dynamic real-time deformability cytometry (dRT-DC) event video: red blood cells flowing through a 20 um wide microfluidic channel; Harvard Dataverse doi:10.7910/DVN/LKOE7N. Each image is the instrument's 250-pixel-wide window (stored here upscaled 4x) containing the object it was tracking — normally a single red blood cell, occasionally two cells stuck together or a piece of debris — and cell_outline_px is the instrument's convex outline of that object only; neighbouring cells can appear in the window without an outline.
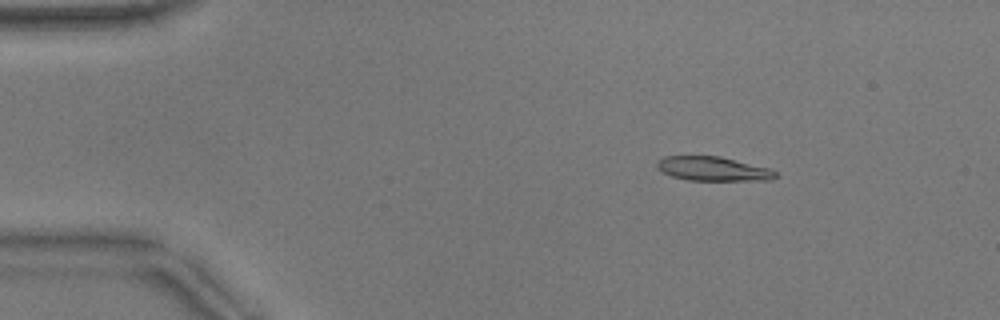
{"species": "common noctule bat (a hibernating species)", "species_latin": "Nyctalus noctula", "temperature_condition": "warm", "stored_images_in_passage": 53, "camera_frame_rate_fps": 3000, "um_per_image_px": 0.085, "animal": {"sex": "male", "body_mass_g": 17.9}, "frame": {"image": 1, "passage_image": 8, "time_ms": 2.333, "image_size_px": [1000, 320], "cell_outline_px": [[776, 176], [772, 180], [688, 180], [672, 176], [660, 172], [656, 168], [656, 160], [664, 156], [720, 156], [768, 168], [776, 172]], "centroid_in_image_um": [60.53, 14.34], "position_along_channel_um": 24.5, "area_um2": 16.7}}
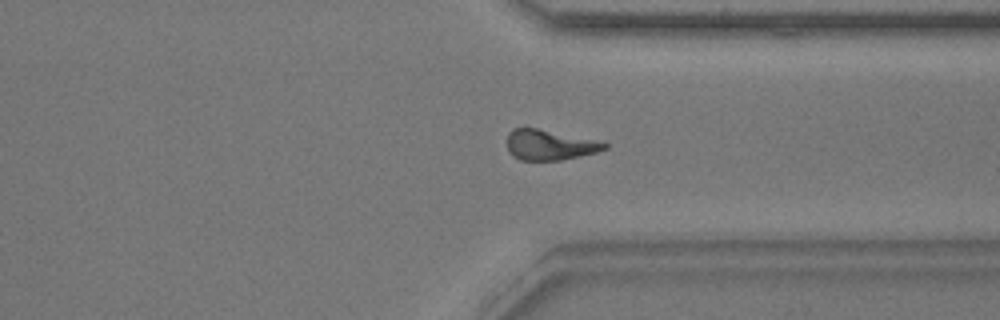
{"frame": {"image": 2, "passage_image": 40, "time_ms": 13.0, "image_size_px": [1000, 320], "cell_outline_px": [[608, 148], [596, 152], [560, 160], [520, 160], [512, 156], [508, 152], [508, 132], [512, 128], [536, 128], [608, 144]], "centroid_in_image_um": [46.63, 12.33], "position_along_channel_um": 364.8, "area_um2": 16.7}}
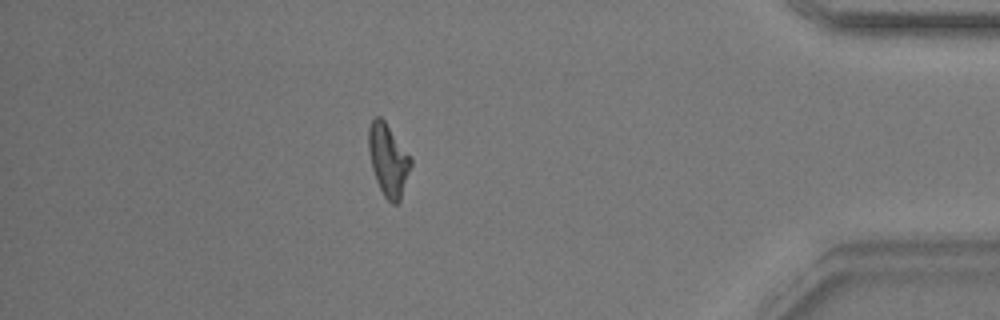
{"frame": {"image": 3, "passage_image": 46, "time_ms": 15.0, "image_size_px": [1000, 320], "cell_outline_px": [[412, 164], [400, 200], [396, 204], [392, 204], [384, 196], [376, 180], [372, 168], [368, 148], [368, 128], [372, 120], [376, 116], [380, 116], [384, 120], [412, 156]], "centroid_in_image_um": [33.01, 13.57], "position_along_channel_um": 402.2, "area_um2": 17.86}, "authors_computed_cell_mechanics": {"area_um2": 17.1088, "velocity_mm_per_s": 3.8679, "shape_relaxation_time_tau1_ms": 4.8955, "shape_relaxation_time_tau2_ms": 3.0577, "deformation_change_tau1": 0.2043, "deformation_change_tau2": 0.1348}}